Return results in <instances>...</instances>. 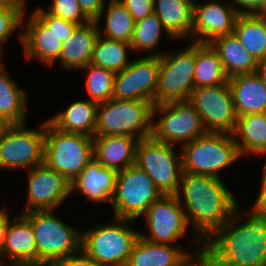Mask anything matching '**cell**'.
<instances>
[{
    "label": "cell",
    "instance_id": "bcb514c9",
    "mask_svg": "<svg viewBox=\"0 0 266 266\" xmlns=\"http://www.w3.org/2000/svg\"><path fill=\"white\" fill-rule=\"evenodd\" d=\"M26 0H0V5L13 8V9H25Z\"/></svg>",
    "mask_w": 266,
    "mask_h": 266
},
{
    "label": "cell",
    "instance_id": "7c38bea8",
    "mask_svg": "<svg viewBox=\"0 0 266 266\" xmlns=\"http://www.w3.org/2000/svg\"><path fill=\"white\" fill-rule=\"evenodd\" d=\"M11 124L0 137V169H31L43 163L45 121L39 128Z\"/></svg>",
    "mask_w": 266,
    "mask_h": 266
},
{
    "label": "cell",
    "instance_id": "f1b7e54d",
    "mask_svg": "<svg viewBox=\"0 0 266 266\" xmlns=\"http://www.w3.org/2000/svg\"><path fill=\"white\" fill-rule=\"evenodd\" d=\"M233 33L257 62L266 58V15L240 13Z\"/></svg>",
    "mask_w": 266,
    "mask_h": 266
},
{
    "label": "cell",
    "instance_id": "d6a6232c",
    "mask_svg": "<svg viewBox=\"0 0 266 266\" xmlns=\"http://www.w3.org/2000/svg\"><path fill=\"white\" fill-rule=\"evenodd\" d=\"M163 31L169 39H172V41L175 40L163 27L162 21L154 13L135 22L130 42L132 51H144L147 53V56H161L165 51H159L157 48L160 45L159 42L161 41Z\"/></svg>",
    "mask_w": 266,
    "mask_h": 266
},
{
    "label": "cell",
    "instance_id": "8fae6325",
    "mask_svg": "<svg viewBox=\"0 0 266 266\" xmlns=\"http://www.w3.org/2000/svg\"><path fill=\"white\" fill-rule=\"evenodd\" d=\"M195 62L196 42L192 41L182 51H166L160 56L155 105L189 99L194 89Z\"/></svg>",
    "mask_w": 266,
    "mask_h": 266
},
{
    "label": "cell",
    "instance_id": "4316f807",
    "mask_svg": "<svg viewBox=\"0 0 266 266\" xmlns=\"http://www.w3.org/2000/svg\"><path fill=\"white\" fill-rule=\"evenodd\" d=\"M153 4V13L162 21L163 27L175 40H190L193 6L189 2L153 0Z\"/></svg>",
    "mask_w": 266,
    "mask_h": 266
},
{
    "label": "cell",
    "instance_id": "ee69618b",
    "mask_svg": "<svg viewBox=\"0 0 266 266\" xmlns=\"http://www.w3.org/2000/svg\"><path fill=\"white\" fill-rule=\"evenodd\" d=\"M9 214L10 213L8 212L6 207L0 208V265H2V249L4 246L5 231L11 218Z\"/></svg>",
    "mask_w": 266,
    "mask_h": 266
},
{
    "label": "cell",
    "instance_id": "e0dca14e",
    "mask_svg": "<svg viewBox=\"0 0 266 266\" xmlns=\"http://www.w3.org/2000/svg\"><path fill=\"white\" fill-rule=\"evenodd\" d=\"M241 12L230 2L209 0L202 5H193L192 31L190 40L197 43H210L215 38L232 34Z\"/></svg>",
    "mask_w": 266,
    "mask_h": 266
},
{
    "label": "cell",
    "instance_id": "4fadbf2b",
    "mask_svg": "<svg viewBox=\"0 0 266 266\" xmlns=\"http://www.w3.org/2000/svg\"><path fill=\"white\" fill-rule=\"evenodd\" d=\"M188 100L200 115L207 132L233 133L237 115L228 82L194 88Z\"/></svg>",
    "mask_w": 266,
    "mask_h": 266
},
{
    "label": "cell",
    "instance_id": "3957f363",
    "mask_svg": "<svg viewBox=\"0 0 266 266\" xmlns=\"http://www.w3.org/2000/svg\"><path fill=\"white\" fill-rule=\"evenodd\" d=\"M135 220L113 217L112 222L82 230L81 250L99 266H126L139 231Z\"/></svg>",
    "mask_w": 266,
    "mask_h": 266
},
{
    "label": "cell",
    "instance_id": "7dc6e473",
    "mask_svg": "<svg viewBox=\"0 0 266 266\" xmlns=\"http://www.w3.org/2000/svg\"><path fill=\"white\" fill-rule=\"evenodd\" d=\"M256 74L266 85V58L258 62Z\"/></svg>",
    "mask_w": 266,
    "mask_h": 266
},
{
    "label": "cell",
    "instance_id": "5bb4252c",
    "mask_svg": "<svg viewBox=\"0 0 266 266\" xmlns=\"http://www.w3.org/2000/svg\"><path fill=\"white\" fill-rule=\"evenodd\" d=\"M149 234L139 232V237L154 244H177L190 227L177 195H162L142 215Z\"/></svg>",
    "mask_w": 266,
    "mask_h": 266
},
{
    "label": "cell",
    "instance_id": "1f68e13d",
    "mask_svg": "<svg viewBox=\"0 0 266 266\" xmlns=\"http://www.w3.org/2000/svg\"><path fill=\"white\" fill-rule=\"evenodd\" d=\"M107 3V6L104 5L99 18L96 20L99 35L107 39L124 41L130 44L135 24L132 16L120 0H110ZM103 14L106 17L104 30L99 25Z\"/></svg>",
    "mask_w": 266,
    "mask_h": 266
},
{
    "label": "cell",
    "instance_id": "681fc988",
    "mask_svg": "<svg viewBox=\"0 0 266 266\" xmlns=\"http://www.w3.org/2000/svg\"><path fill=\"white\" fill-rule=\"evenodd\" d=\"M254 13L257 15H266V0L260 1V7Z\"/></svg>",
    "mask_w": 266,
    "mask_h": 266
},
{
    "label": "cell",
    "instance_id": "484cf974",
    "mask_svg": "<svg viewBox=\"0 0 266 266\" xmlns=\"http://www.w3.org/2000/svg\"><path fill=\"white\" fill-rule=\"evenodd\" d=\"M210 44L217 51L228 78L256 73L258 62L241 45L234 33L217 37Z\"/></svg>",
    "mask_w": 266,
    "mask_h": 266
},
{
    "label": "cell",
    "instance_id": "44dd1931",
    "mask_svg": "<svg viewBox=\"0 0 266 266\" xmlns=\"http://www.w3.org/2000/svg\"><path fill=\"white\" fill-rule=\"evenodd\" d=\"M202 247L196 245L193 252H188L181 244H154L139 237L126 266H181Z\"/></svg>",
    "mask_w": 266,
    "mask_h": 266
},
{
    "label": "cell",
    "instance_id": "2e32d148",
    "mask_svg": "<svg viewBox=\"0 0 266 266\" xmlns=\"http://www.w3.org/2000/svg\"><path fill=\"white\" fill-rule=\"evenodd\" d=\"M28 171L26 209L30 211H45L58 208L71 194V184L68 180L52 170L44 163L34 166Z\"/></svg>",
    "mask_w": 266,
    "mask_h": 266
},
{
    "label": "cell",
    "instance_id": "52a82bcc",
    "mask_svg": "<svg viewBox=\"0 0 266 266\" xmlns=\"http://www.w3.org/2000/svg\"><path fill=\"white\" fill-rule=\"evenodd\" d=\"M181 152L182 172L220 178V172L241 158L232 134L207 132L184 144Z\"/></svg>",
    "mask_w": 266,
    "mask_h": 266
},
{
    "label": "cell",
    "instance_id": "ac0fdd59",
    "mask_svg": "<svg viewBox=\"0 0 266 266\" xmlns=\"http://www.w3.org/2000/svg\"><path fill=\"white\" fill-rule=\"evenodd\" d=\"M23 14L22 22L26 28L19 34L26 60H38L47 66H53L59 59L62 42L33 12L29 17Z\"/></svg>",
    "mask_w": 266,
    "mask_h": 266
},
{
    "label": "cell",
    "instance_id": "f546056e",
    "mask_svg": "<svg viewBox=\"0 0 266 266\" xmlns=\"http://www.w3.org/2000/svg\"><path fill=\"white\" fill-rule=\"evenodd\" d=\"M4 68L0 58V116L10 125L23 124L28 109V95Z\"/></svg>",
    "mask_w": 266,
    "mask_h": 266
},
{
    "label": "cell",
    "instance_id": "30bf717a",
    "mask_svg": "<svg viewBox=\"0 0 266 266\" xmlns=\"http://www.w3.org/2000/svg\"><path fill=\"white\" fill-rule=\"evenodd\" d=\"M163 194L153 180L136 165L118 171L113 196L112 217L136 220Z\"/></svg>",
    "mask_w": 266,
    "mask_h": 266
},
{
    "label": "cell",
    "instance_id": "ffe728a7",
    "mask_svg": "<svg viewBox=\"0 0 266 266\" xmlns=\"http://www.w3.org/2000/svg\"><path fill=\"white\" fill-rule=\"evenodd\" d=\"M117 171L102 166L92 158L79 176L71 183V193L79 191L81 195L94 203H111Z\"/></svg>",
    "mask_w": 266,
    "mask_h": 266
},
{
    "label": "cell",
    "instance_id": "e575fe53",
    "mask_svg": "<svg viewBox=\"0 0 266 266\" xmlns=\"http://www.w3.org/2000/svg\"><path fill=\"white\" fill-rule=\"evenodd\" d=\"M81 70L87 74L85 81L89 97L87 99L99 104L112 98L115 72L93 64H88Z\"/></svg>",
    "mask_w": 266,
    "mask_h": 266
},
{
    "label": "cell",
    "instance_id": "836d02e7",
    "mask_svg": "<svg viewBox=\"0 0 266 266\" xmlns=\"http://www.w3.org/2000/svg\"><path fill=\"white\" fill-rule=\"evenodd\" d=\"M129 52H132L129 43L107 39L99 35L94 45L90 64L117 73L130 64Z\"/></svg>",
    "mask_w": 266,
    "mask_h": 266
},
{
    "label": "cell",
    "instance_id": "4dcf8cb0",
    "mask_svg": "<svg viewBox=\"0 0 266 266\" xmlns=\"http://www.w3.org/2000/svg\"><path fill=\"white\" fill-rule=\"evenodd\" d=\"M228 82L217 51L210 43L196 42L194 88L218 86Z\"/></svg>",
    "mask_w": 266,
    "mask_h": 266
},
{
    "label": "cell",
    "instance_id": "d4e9b609",
    "mask_svg": "<svg viewBox=\"0 0 266 266\" xmlns=\"http://www.w3.org/2000/svg\"><path fill=\"white\" fill-rule=\"evenodd\" d=\"M98 103L89 99L74 101L66 109L47 118L59 131L81 133L94 137L97 125Z\"/></svg>",
    "mask_w": 266,
    "mask_h": 266
},
{
    "label": "cell",
    "instance_id": "db71d44e",
    "mask_svg": "<svg viewBox=\"0 0 266 266\" xmlns=\"http://www.w3.org/2000/svg\"><path fill=\"white\" fill-rule=\"evenodd\" d=\"M17 266H49V265H17Z\"/></svg>",
    "mask_w": 266,
    "mask_h": 266
},
{
    "label": "cell",
    "instance_id": "6da1fadb",
    "mask_svg": "<svg viewBox=\"0 0 266 266\" xmlns=\"http://www.w3.org/2000/svg\"><path fill=\"white\" fill-rule=\"evenodd\" d=\"M231 192L220 178L181 173L176 195L189 226L193 228L190 233L191 244L203 246L216 230L228 222L239 203Z\"/></svg>",
    "mask_w": 266,
    "mask_h": 266
},
{
    "label": "cell",
    "instance_id": "83f0119b",
    "mask_svg": "<svg viewBox=\"0 0 266 266\" xmlns=\"http://www.w3.org/2000/svg\"><path fill=\"white\" fill-rule=\"evenodd\" d=\"M241 157L266 151V113L238 116L232 133Z\"/></svg>",
    "mask_w": 266,
    "mask_h": 266
},
{
    "label": "cell",
    "instance_id": "7a4b0ae2",
    "mask_svg": "<svg viewBox=\"0 0 266 266\" xmlns=\"http://www.w3.org/2000/svg\"><path fill=\"white\" fill-rule=\"evenodd\" d=\"M240 208L238 203L228 222L216 230L203 247L226 265L266 266V217L252 210L245 213ZM243 216H247L246 221Z\"/></svg>",
    "mask_w": 266,
    "mask_h": 266
},
{
    "label": "cell",
    "instance_id": "d6986e66",
    "mask_svg": "<svg viewBox=\"0 0 266 266\" xmlns=\"http://www.w3.org/2000/svg\"><path fill=\"white\" fill-rule=\"evenodd\" d=\"M12 218L5 231L2 266L37 265V248L31 223L22 214ZM5 257L8 259L6 264L3 262Z\"/></svg>",
    "mask_w": 266,
    "mask_h": 266
},
{
    "label": "cell",
    "instance_id": "9c48e42d",
    "mask_svg": "<svg viewBox=\"0 0 266 266\" xmlns=\"http://www.w3.org/2000/svg\"><path fill=\"white\" fill-rule=\"evenodd\" d=\"M174 147L152 136L140 139L136 147L135 165L153 180L163 195H176L180 186L181 152L177 153Z\"/></svg>",
    "mask_w": 266,
    "mask_h": 266
},
{
    "label": "cell",
    "instance_id": "ab89813d",
    "mask_svg": "<svg viewBox=\"0 0 266 266\" xmlns=\"http://www.w3.org/2000/svg\"><path fill=\"white\" fill-rule=\"evenodd\" d=\"M49 266H99L82 250L74 255L62 258L49 264Z\"/></svg>",
    "mask_w": 266,
    "mask_h": 266
},
{
    "label": "cell",
    "instance_id": "ba28073f",
    "mask_svg": "<svg viewBox=\"0 0 266 266\" xmlns=\"http://www.w3.org/2000/svg\"><path fill=\"white\" fill-rule=\"evenodd\" d=\"M158 114L160 117L156 119ZM206 133L200 115L189 100L158 104L152 108L151 136L159 142L183 146Z\"/></svg>",
    "mask_w": 266,
    "mask_h": 266
},
{
    "label": "cell",
    "instance_id": "8992f818",
    "mask_svg": "<svg viewBox=\"0 0 266 266\" xmlns=\"http://www.w3.org/2000/svg\"><path fill=\"white\" fill-rule=\"evenodd\" d=\"M153 105L144 100L113 99L98 104L94 137L129 136L138 140L152 135Z\"/></svg>",
    "mask_w": 266,
    "mask_h": 266
},
{
    "label": "cell",
    "instance_id": "f35d334b",
    "mask_svg": "<svg viewBox=\"0 0 266 266\" xmlns=\"http://www.w3.org/2000/svg\"><path fill=\"white\" fill-rule=\"evenodd\" d=\"M130 15L132 16L134 22L142 20L143 18L153 14L154 4L153 0H120Z\"/></svg>",
    "mask_w": 266,
    "mask_h": 266
},
{
    "label": "cell",
    "instance_id": "8d00e7d4",
    "mask_svg": "<svg viewBox=\"0 0 266 266\" xmlns=\"http://www.w3.org/2000/svg\"><path fill=\"white\" fill-rule=\"evenodd\" d=\"M26 9H13L0 5V58H2L3 44L12 37V33L22 28V18ZM16 30V31H15Z\"/></svg>",
    "mask_w": 266,
    "mask_h": 266
},
{
    "label": "cell",
    "instance_id": "74e56055",
    "mask_svg": "<svg viewBox=\"0 0 266 266\" xmlns=\"http://www.w3.org/2000/svg\"><path fill=\"white\" fill-rule=\"evenodd\" d=\"M42 7H37L32 12L50 29L53 30L55 35L59 38L60 42H65L72 36L78 24L66 21L61 17L55 16L49 13L47 10H43Z\"/></svg>",
    "mask_w": 266,
    "mask_h": 266
},
{
    "label": "cell",
    "instance_id": "f6af8a7d",
    "mask_svg": "<svg viewBox=\"0 0 266 266\" xmlns=\"http://www.w3.org/2000/svg\"><path fill=\"white\" fill-rule=\"evenodd\" d=\"M199 266H230L214 258L204 247L199 250Z\"/></svg>",
    "mask_w": 266,
    "mask_h": 266
},
{
    "label": "cell",
    "instance_id": "f5cc1de1",
    "mask_svg": "<svg viewBox=\"0 0 266 266\" xmlns=\"http://www.w3.org/2000/svg\"><path fill=\"white\" fill-rule=\"evenodd\" d=\"M181 1L189 2L192 6L196 3L195 0H181Z\"/></svg>",
    "mask_w": 266,
    "mask_h": 266
},
{
    "label": "cell",
    "instance_id": "cb8c5ba5",
    "mask_svg": "<svg viewBox=\"0 0 266 266\" xmlns=\"http://www.w3.org/2000/svg\"><path fill=\"white\" fill-rule=\"evenodd\" d=\"M138 139L129 136L93 137L94 158L117 172L135 165Z\"/></svg>",
    "mask_w": 266,
    "mask_h": 266
},
{
    "label": "cell",
    "instance_id": "60d3db41",
    "mask_svg": "<svg viewBox=\"0 0 266 266\" xmlns=\"http://www.w3.org/2000/svg\"><path fill=\"white\" fill-rule=\"evenodd\" d=\"M105 1L106 0H78L81 10L91 21H96L99 18L104 5L107 4Z\"/></svg>",
    "mask_w": 266,
    "mask_h": 266
},
{
    "label": "cell",
    "instance_id": "d590c367",
    "mask_svg": "<svg viewBox=\"0 0 266 266\" xmlns=\"http://www.w3.org/2000/svg\"><path fill=\"white\" fill-rule=\"evenodd\" d=\"M47 11L79 26L91 21L81 10L78 0H52Z\"/></svg>",
    "mask_w": 266,
    "mask_h": 266
},
{
    "label": "cell",
    "instance_id": "277c9868",
    "mask_svg": "<svg viewBox=\"0 0 266 266\" xmlns=\"http://www.w3.org/2000/svg\"><path fill=\"white\" fill-rule=\"evenodd\" d=\"M53 210L21 213L32 225L37 265L50 263L81 251L82 230L55 216Z\"/></svg>",
    "mask_w": 266,
    "mask_h": 266
},
{
    "label": "cell",
    "instance_id": "b9f144b4",
    "mask_svg": "<svg viewBox=\"0 0 266 266\" xmlns=\"http://www.w3.org/2000/svg\"><path fill=\"white\" fill-rule=\"evenodd\" d=\"M259 189V194L251 210L257 215L266 217V184H261Z\"/></svg>",
    "mask_w": 266,
    "mask_h": 266
},
{
    "label": "cell",
    "instance_id": "603a6c76",
    "mask_svg": "<svg viewBox=\"0 0 266 266\" xmlns=\"http://www.w3.org/2000/svg\"><path fill=\"white\" fill-rule=\"evenodd\" d=\"M237 117L266 113V85L256 74L228 78Z\"/></svg>",
    "mask_w": 266,
    "mask_h": 266
},
{
    "label": "cell",
    "instance_id": "f907efd6",
    "mask_svg": "<svg viewBox=\"0 0 266 266\" xmlns=\"http://www.w3.org/2000/svg\"><path fill=\"white\" fill-rule=\"evenodd\" d=\"M259 156H263V155H266V151L265 152H262V153H260V154H258ZM264 168H263V171H262V177H261V181H260V183L261 184H266V159H265V161H264V166H263Z\"/></svg>",
    "mask_w": 266,
    "mask_h": 266
},
{
    "label": "cell",
    "instance_id": "7bdbcfd3",
    "mask_svg": "<svg viewBox=\"0 0 266 266\" xmlns=\"http://www.w3.org/2000/svg\"><path fill=\"white\" fill-rule=\"evenodd\" d=\"M232 2L241 13H254L260 7L261 0H228Z\"/></svg>",
    "mask_w": 266,
    "mask_h": 266
},
{
    "label": "cell",
    "instance_id": "5b68a950",
    "mask_svg": "<svg viewBox=\"0 0 266 266\" xmlns=\"http://www.w3.org/2000/svg\"><path fill=\"white\" fill-rule=\"evenodd\" d=\"M94 158L93 137L65 133L45 120L43 163L63 175L71 184Z\"/></svg>",
    "mask_w": 266,
    "mask_h": 266
},
{
    "label": "cell",
    "instance_id": "c3c4849f",
    "mask_svg": "<svg viewBox=\"0 0 266 266\" xmlns=\"http://www.w3.org/2000/svg\"><path fill=\"white\" fill-rule=\"evenodd\" d=\"M181 266H199V251L192 255L184 264Z\"/></svg>",
    "mask_w": 266,
    "mask_h": 266
},
{
    "label": "cell",
    "instance_id": "7402d4cb",
    "mask_svg": "<svg viewBox=\"0 0 266 266\" xmlns=\"http://www.w3.org/2000/svg\"><path fill=\"white\" fill-rule=\"evenodd\" d=\"M99 36L98 24L90 21L76 28L62 44L58 63L67 71L80 70L90 64L94 45Z\"/></svg>",
    "mask_w": 266,
    "mask_h": 266
},
{
    "label": "cell",
    "instance_id": "9a60e30c",
    "mask_svg": "<svg viewBox=\"0 0 266 266\" xmlns=\"http://www.w3.org/2000/svg\"><path fill=\"white\" fill-rule=\"evenodd\" d=\"M160 56H142L130 62L114 78L113 99L144 100L155 106Z\"/></svg>",
    "mask_w": 266,
    "mask_h": 266
},
{
    "label": "cell",
    "instance_id": "816d5d0a",
    "mask_svg": "<svg viewBox=\"0 0 266 266\" xmlns=\"http://www.w3.org/2000/svg\"><path fill=\"white\" fill-rule=\"evenodd\" d=\"M10 124L0 116V137Z\"/></svg>",
    "mask_w": 266,
    "mask_h": 266
}]
</instances>
